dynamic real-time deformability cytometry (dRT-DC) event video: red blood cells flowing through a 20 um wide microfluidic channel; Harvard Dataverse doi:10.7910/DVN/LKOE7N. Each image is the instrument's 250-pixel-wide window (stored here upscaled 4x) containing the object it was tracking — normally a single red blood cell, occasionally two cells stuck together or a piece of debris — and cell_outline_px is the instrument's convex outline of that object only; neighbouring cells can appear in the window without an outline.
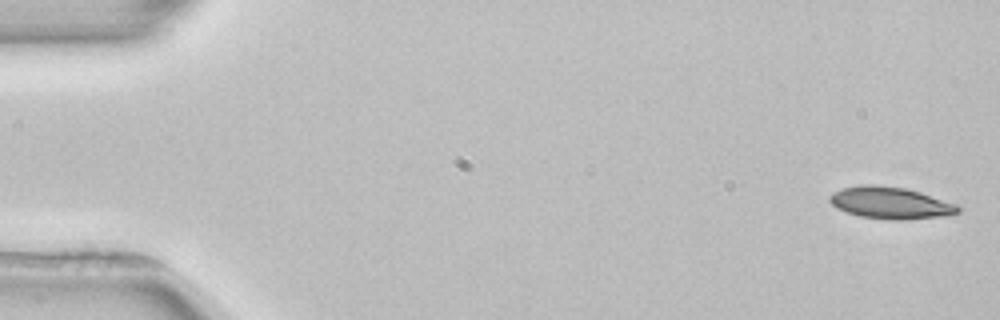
{"species": "common noctule bat (a hibernating species)", "species_latin": "Nyctalus noctula", "temperature_condition": "room temperature", "stored_images_in_passage": 4, "camera_frame_rate_fps": 3000, "um_per_image_px": 0.085, "animal": {"sex": "female", "body_mass_g": 22.7, "forearm_length_mm": 54.2}, "frame": {"image": 1, "passage_image": 1, "time_ms": 0.0, "image_size_px": [1000, 320], "cell_outline_px": [[960, 212], [944, 216], [908, 220], [892, 220], [860, 216], [836, 208], [828, 200], [828, 196], [832, 192], [844, 188], [864, 184], [876, 184], [904, 188], [920, 192], [956, 204], [960, 208]], "centroid_in_image_um": [75.67, 17.25], "position_along_channel_um": 9.3, "area_um2": 23.87}}
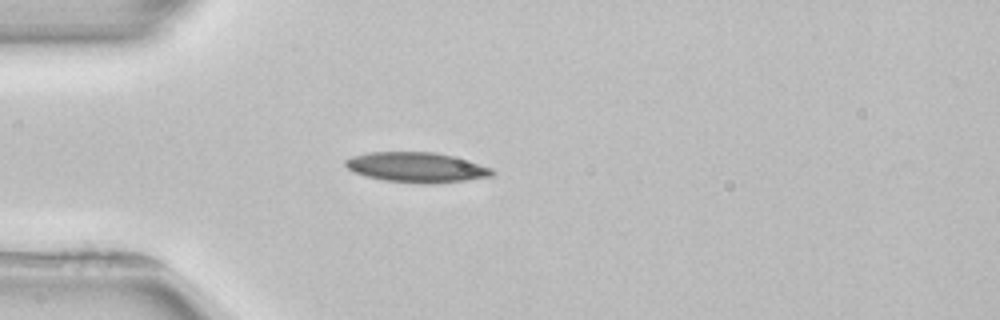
{"frame": {"image": 2, "passage_image": 4, "time_ms": 4.333, "image_size_px": [1000, 320], "cell_outline_px": [[496, 172], [492, 176], [464, 180], [384, 180], [352, 172], [344, 164], [344, 160], [352, 156], [364, 152], [436, 152], [452, 156], [492, 168]], "centroid_in_image_um": [35.33, 14.15], "position_along_channel_um": 49.7, "area_um2": 24.39}}